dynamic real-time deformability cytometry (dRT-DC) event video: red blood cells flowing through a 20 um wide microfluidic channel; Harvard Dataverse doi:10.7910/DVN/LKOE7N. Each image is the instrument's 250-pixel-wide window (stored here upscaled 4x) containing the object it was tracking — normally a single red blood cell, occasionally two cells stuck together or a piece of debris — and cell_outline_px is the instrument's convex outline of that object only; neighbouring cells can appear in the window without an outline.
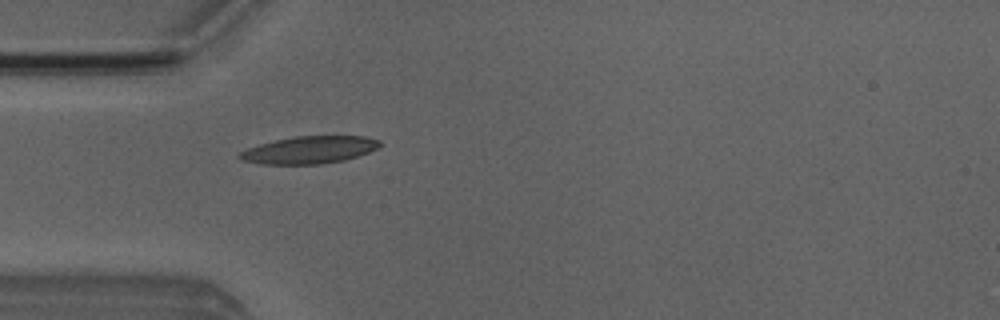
{"species": "Egyptian fruit bat (a non-hibernating species)", "species_latin": "Rousettus aegyptiacus", "temperature_condition": "room temperature", "stored_images_in_passage": 2, "camera_frame_rate_fps": 3000, "um_per_image_px": 0.085, "animal": {"sex": "male"}, "frame": {"image": 1, "passage_image": 2, "time_ms": 1.0, "image_size_px": [1000, 320], "cell_outline_px": [[380, 144], [376, 148], [368, 152], [344, 160], [320, 164], [260, 164], [240, 160], [236, 156], [240, 152], [248, 148], [260, 144], [292, 136], [364, 136], [380, 140]], "centroid_in_image_um": [26.25, 12.74], "position_along_channel_um": 58.8, "area_um2": 22.25}}